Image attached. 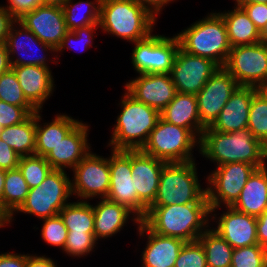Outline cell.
Wrapping results in <instances>:
<instances>
[{
	"label": "cell",
	"instance_id": "60",
	"mask_svg": "<svg viewBox=\"0 0 267 267\" xmlns=\"http://www.w3.org/2000/svg\"><path fill=\"white\" fill-rule=\"evenodd\" d=\"M3 127L0 125V133L2 132Z\"/></svg>",
	"mask_w": 267,
	"mask_h": 267
},
{
	"label": "cell",
	"instance_id": "42",
	"mask_svg": "<svg viewBox=\"0 0 267 267\" xmlns=\"http://www.w3.org/2000/svg\"><path fill=\"white\" fill-rule=\"evenodd\" d=\"M98 27L99 23H95L87 27L78 28L74 31H68L65 34V37L62 39L61 44L57 47L56 53L57 52L60 53L63 49L65 50V48L70 49V47L71 48L74 47L75 44H73V42L74 43L81 42V44L84 43L82 44V46L84 45L83 49L91 47L92 40L94 38L93 33L94 31H96V29H98Z\"/></svg>",
	"mask_w": 267,
	"mask_h": 267
},
{
	"label": "cell",
	"instance_id": "14",
	"mask_svg": "<svg viewBox=\"0 0 267 267\" xmlns=\"http://www.w3.org/2000/svg\"><path fill=\"white\" fill-rule=\"evenodd\" d=\"M220 67L207 58L178 49L170 72L177 92L197 95Z\"/></svg>",
	"mask_w": 267,
	"mask_h": 267
},
{
	"label": "cell",
	"instance_id": "41",
	"mask_svg": "<svg viewBox=\"0 0 267 267\" xmlns=\"http://www.w3.org/2000/svg\"><path fill=\"white\" fill-rule=\"evenodd\" d=\"M96 241L94 233L68 232L63 252L72 257H84L93 251Z\"/></svg>",
	"mask_w": 267,
	"mask_h": 267
},
{
	"label": "cell",
	"instance_id": "39",
	"mask_svg": "<svg viewBox=\"0 0 267 267\" xmlns=\"http://www.w3.org/2000/svg\"><path fill=\"white\" fill-rule=\"evenodd\" d=\"M44 223L41 229V236L50 246H56L64 250V245L67 240L68 229L60 215L43 219Z\"/></svg>",
	"mask_w": 267,
	"mask_h": 267
},
{
	"label": "cell",
	"instance_id": "45",
	"mask_svg": "<svg viewBox=\"0 0 267 267\" xmlns=\"http://www.w3.org/2000/svg\"><path fill=\"white\" fill-rule=\"evenodd\" d=\"M241 8L260 32L267 23V4L251 3L242 5Z\"/></svg>",
	"mask_w": 267,
	"mask_h": 267
},
{
	"label": "cell",
	"instance_id": "20",
	"mask_svg": "<svg viewBox=\"0 0 267 267\" xmlns=\"http://www.w3.org/2000/svg\"><path fill=\"white\" fill-rule=\"evenodd\" d=\"M227 212L218 217V224L213 228L233 249L258 244L257 219L254 216L239 212L232 206H226Z\"/></svg>",
	"mask_w": 267,
	"mask_h": 267
},
{
	"label": "cell",
	"instance_id": "30",
	"mask_svg": "<svg viewBox=\"0 0 267 267\" xmlns=\"http://www.w3.org/2000/svg\"><path fill=\"white\" fill-rule=\"evenodd\" d=\"M0 139L11 146L20 157L35 155L36 113L20 124L4 127Z\"/></svg>",
	"mask_w": 267,
	"mask_h": 267
},
{
	"label": "cell",
	"instance_id": "2",
	"mask_svg": "<svg viewBox=\"0 0 267 267\" xmlns=\"http://www.w3.org/2000/svg\"><path fill=\"white\" fill-rule=\"evenodd\" d=\"M199 152L203 157L216 162L217 166L243 162L257 168L264 167L262 143L248 128L222 133L206 127L199 142Z\"/></svg>",
	"mask_w": 267,
	"mask_h": 267
},
{
	"label": "cell",
	"instance_id": "11",
	"mask_svg": "<svg viewBox=\"0 0 267 267\" xmlns=\"http://www.w3.org/2000/svg\"><path fill=\"white\" fill-rule=\"evenodd\" d=\"M109 157L110 188L107 199L125 205L134 214L138 224L147 214L148 208L138 199L132 180L131 150H111ZM136 215V216H135Z\"/></svg>",
	"mask_w": 267,
	"mask_h": 267
},
{
	"label": "cell",
	"instance_id": "6",
	"mask_svg": "<svg viewBox=\"0 0 267 267\" xmlns=\"http://www.w3.org/2000/svg\"><path fill=\"white\" fill-rule=\"evenodd\" d=\"M209 203L207 189H202L195 161L166 163L161 171L157 195L150 206Z\"/></svg>",
	"mask_w": 267,
	"mask_h": 267
},
{
	"label": "cell",
	"instance_id": "34",
	"mask_svg": "<svg viewBox=\"0 0 267 267\" xmlns=\"http://www.w3.org/2000/svg\"><path fill=\"white\" fill-rule=\"evenodd\" d=\"M72 2L73 0H68L62 7L68 31L99 23L101 0H94L93 2L79 1L75 4H72ZM79 10L83 11L82 14H79Z\"/></svg>",
	"mask_w": 267,
	"mask_h": 267
},
{
	"label": "cell",
	"instance_id": "40",
	"mask_svg": "<svg viewBox=\"0 0 267 267\" xmlns=\"http://www.w3.org/2000/svg\"><path fill=\"white\" fill-rule=\"evenodd\" d=\"M174 267H208L203 246L197 241L185 242Z\"/></svg>",
	"mask_w": 267,
	"mask_h": 267
},
{
	"label": "cell",
	"instance_id": "1",
	"mask_svg": "<svg viewBox=\"0 0 267 267\" xmlns=\"http://www.w3.org/2000/svg\"><path fill=\"white\" fill-rule=\"evenodd\" d=\"M209 214V203L149 206L141 221L154 233L193 242L210 227Z\"/></svg>",
	"mask_w": 267,
	"mask_h": 267
},
{
	"label": "cell",
	"instance_id": "44",
	"mask_svg": "<svg viewBox=\"0 0 267 267\" xmlns=\"http://www.w3.org/2000/svg\"><path fill=\"white\" fill-rule=\"evenodd\" d=\"M9 5L3 6L11 16L18 20L24 14L33 11L42 5L41 0H8Z\"/></svg>",
	"mask_w": 267,
	"mask_h": 267
},
{
	"label": "cell",
	"instance_id": "33",
	"mask_svg": "<svg viewBox=\"0 0 267 267\" xmlns=\"http://www.w3.org/2000/svg\"><path fill=\"white\" fill-rule=\"evenodd\" d=\"M198 241L204 248L208 267H231L233 247L211 227Z\"/></svg>",
	"mask_w": 267,
	"mask_h": 267
},
{
	"label": "cell",
	"instance_id": "22",
	"mask_svg": "<svg viewBox=\"0 0 267 267\" xmlns=\"http://www.w3.org/2000/svg\"><path fill=\"white\" fill-rule=\"evenodd\" d=\"M27 101L40 111L52 95L54 78L50 68L37 65L11 66Z\"/></svg>",
	"mask_w": 267,
	"mask_h": 267
},
{
	"label": "cell",
	"instance_id": "47",
	"mask_svg": "<svg viewBox=\"0 0 267 267\" xmlns=\"http://www.w3.org/2000/svg\"><path fill=\"white\" fill-rule=\"evenodd\" d=\"M27 254L6 252L0 254V267H26Z\"/></svg>",
	"mask_w": 267,
	"mask_h": 267
},
{
	"label": "cell",
	"instance_id": "54",
	"mask_svg": "<svg viewBox=\"0 0 267 267\" xmlns=\"http://www.w3.org/2000/svg\"><path fill=\"white\" fill-rule=\"evenodd\" d=\"M235 6L241 7L242 5L251 4V3H259V4H267V0H234Z\"/></svg>",
	"mask_w": 267,
	"mask_h": 267
},
{
	"label": "cell",
	"instance_id": "18",
	"mask_svg": "<svg viewBox=\"0 0 267 267\" xmlns=\"http://www.w3.org/2000/svg\"><path fill=\"white\" fill-rule=\"evenodd\" d=\"M166 162L147 155L140 149L131 150L132 180L138 199L148 208L157 195L160 175Z\"/></svg>",
	"mask_w": 267,
	"mask_h": 267
},
{
	"label": "cell",
	"instance_id": "19",
	"mask_svg": "<svg viewBox=\"0 0 267 267\" xmlns=\"http://www.w3.org/2000/svg\"><path fill=\"white\" fill-rule=\"evenodd\" d=\"M88 128L87 124L80 121L49 151L45 159L53 169H73L90 152L91 147L87 140Z\"/></svg>",
	"mask_w": 267,
	"mask_h": 267
},
{
	"label": "cell",
	"instance_id": "51",
	"mask_svg": "<svg viewBox=\"0 0 267 267\" xmlns=\"http://www.w3.org/2000/svg\"><path fill=\"white\" fill-rule=\"evenodd\" d=\"M26 267H58L56 263L48 257L36 256L27 254V265Z\"/></svg>",
	"mask_w": 267,
	"mask_h": 267
},
{
	"label": "cell",
	"instance_id": "21",
	"mask_svg": "<svg viewBox=\"0 0 267 267\" xmlns=\"http://www.w3.org/2000/svg\"><path fill=\"white\" fill-rule=\"evenodd\" d=\"M15 25L16 26L18 25L17 29H16ZM5 43H6L7 48H8V54H9L11 66L37 65V66L49 68L48 64L46 63L47 58H46L45 54L43 56L38 54L39 56L35 55L33 57H29V59L27 58V56L25 57V55L26 54L31 55L30 53H31L33 48H36L34 50L37 51L38 46H40V45H41L40 46L41 51H45V52L49 51V53L50 52H56V50L52 46L40 41L28 28H26L18 20H15L12 23ZM32 46H34V47H32ZM26 50L28 51V53L22 54V53H25ZM34 50L32 51L33 55L35 54ZM18 52H19V54H18ZM13 54L14 55L17 54L20 57L17 56V58L14 59L15 57Z\"/></svg>",
	"mask_w": 267,
	"mask_h": 267
},
{
	"label": "cell",
	"instance_id": "43",
	"mask_svg": "<svg viewBox=\"0 0 267 267\" xmlns=\"http://www.w3.org/2000/svg\"><path fill=\"white\" fill-rule=\"evenodd\" d=\"M30 114L23 108L0 100V125L4 127L22 123Z\"/></svg>",
	"mask_w": 267,
	"mask_h": 267
},
{
	"label": "cell",
	"instance_id": "5",
	"mask_svg": "<svg viewBox=\"0 0 267 267\" xmlns=\"http://www.w3.org/2000/svg\"><path fill=\"white\" fill-rule=\"evenodd\" d=\"M177 37L185 52L212 60L219 67L224 66L232 48L224 20L216 11L194 22Z\"/></svg>",
	"mask_w": 267,
	"mask_h": 267
},
{
	"label": "cell",
	"instance_id": "35",
	"mask_svg": "<svg viewBox=\"0 0 267 267\" xmlns=\"http://www.w3.org/2000/svg\"><path fill=\"white\" fill-rule=\"evenodd\" d=\"M0 100L8 104L23 107L30 115L37 112L25 98L12 69L0 76Z\"/></svg>",
	"mask_w": 267,
	"mask_h": 267
},
{
	"label": "cell",
	"instance_id": "57",
	"mask_svg": "<svg viewBox=\"0 0 267 267\" xmlns=\"http://www.w3.org/2000/svg\"><path fill=\"white\" fill-rule=\"evenodd\" d=\"M260 42L267 45V23L260 31Z\"/></svg>",
	"mask_w": 267,
	"mask_h": 267
},
{
	"label": "cell",
	"instance_id": "48",
	"mask_svg": "<svg viewBox=\"0 0 267 267\" xmlns=\"http://www.w3.org/2000/svg\"><path fill=\"white\" fill-rule=\"evenodd\" d=\"M15 19L11 16L6 9L0 6V44L5 43L10 27Z\"/></svg>",
	"mask_w": 267,
	"mask_h": 267
},
{
	"label": "cell",
	"instance_id": "4",
	"mask_svg": "<svg viewBox=\"0 0 267 267\" xmlns=\"http://www.w3.org/2000/svg\"><path fill=\"white\" fill-rule=\"evenodd\" d=\"M122 98V111L116 119L108 145L112 146L111 150L141 149L156 126L160 112L137 101L126 90Z\"/></svg>",
	"mask_w": 267,
	"mask_h": 267
},
{
	"label": "cell",
	"instance_id": "56",
	"mask_svg": "<svg viewBox=\"0 0 267 267\" xmlns=\"http://www.w3.org/2000/svg\"><path fill=\"white\" fill-rule=\"evenodd\" d=\"M257 92L267 99V79L257 87Z\"/></svg>",
	"mask_w": 267,
	"mask_h": 267
},
{
	"label": "cell",
	"instance_id": "55",
	"mask_svg": "<svg viewBox=\"0 0 267 267\" xmlns=\"http://www.w3.org/2000/svg\"><path fill=\"white\" fill-rule=\"evenodd\" d=\"M42 5L63 7L68 0H41Z\"/></svg>",
	"mask_w": 267,
	"mask_h": 267
},
{
	"label": "cell",
	"instance_id": "13",
	"mask_svg": "<svg viewBox=\"0 0 267 267\" xmlns=\"http://www.w3.org/2000/svg\"><path fill=\"white\" fill-rule=\"evenodd\" d=\"M71 193L80 199L106 198L110 188L109 158L91 151L72 169Z\"/></svg>",
	"mask_w": 267,
	"mask_h": 267
},
{
	"label": "cell",
	"instance_id": "15",
	"mask_svg": "<svg viewBox=\"0 0 267 267\" xmlns=\"http://www.w3.org/2000/svg\"><path fill=\"white\" fill-rule=\"evenodd\" d=\"M240 85L224 68L220 67L196 95L200 121L210 127L218 118L230 96Z\"/></svg>",
	"mask_w": 267,
	"mask_h": 267
},
{
	"label": "cell",
	"instance_id": "9",
	"mask_svg": "<svg viewBox=\"0 0 267 267\" xmlns=\"http://www.w3.org/2000/svg\"><path fill=\"white\" fill-rule=\"evenodd\" d=\"M256 169V166L243 162H230L216 166V170L214 169L207 176L209 185L206 189L211 214L216 209L219 210L223 204L225 207L232 206Z\"/></svg>",
	"mask_w": 267,
	"mask_h": 267
},
{
	"label": "cell",
	"instance_id": "24",
	"mask_svg": "<svg viewBox=\"0 0 267 267\" xmlns=\"http://www.w3.org/2000/svg\"><path fill=\"white\" fill-rule=\"evenodd\" d=\"M256 92L257 88L255 87L239 86L210 128L222 133L236 132L247 128L250 103Z\"/></svg>",
	"mask_w": 267,
	"mask_h": 267
},
{
	"label": "cell",
	"instance_id": "36",
	"mask_svg": "<svg viewBox=\"0 0 267 267\" xmlns=\"http://www.w3.org/2000/svg\"><path fill=\"white\" fill-rule=\"evenodd\" d=\"M18 168L29 189L40 185L53 169L45 157L37 155L20 157Z\"/></svg>",
	"mask_w": 267,
	"mask_h": 267
},
{
	"label": "cell",
	"instance_id": "17",
	"mask_svg": "<svg viewBox=\"0 0 267 267\" xmlns=\"http://www.w3.org/2000/svg\"><path fill=\"white\" fill-rule=\"evenodd\" d=\"M18 21L40 41L49 44L55 50L68 32L62 7L41 5L24 14Z\"/></svg>",
	"mask_w": 267,
	"mask_h": 267
},
{
	"label": "cell",
	"instance_id": "31",
	"mask_svg": "<svg viewBox=\"0 0 267 267\" xmlns=\"http://www.w3.org/2000/svg\"><path fill=\"white\" fill-rule=\"evenodd\" d=\"M29 193V187L19 168L6 170L2 194V214L12 222L14 212L22 205Z\"/></svg>",
	"mask_w": 267,
	"mask_h": 267
},
{
	"label": "cell",
	"instance_id": "49",
	"mask_svg": "<svg viewBox=\"0 0 267 267\" xmlns=\"http://www.w3.org/2000/svg\"><path fill=\"white\" fill-rule=\"evenodd\" d=\"M256 219L258 244L267 249V209Z\"/></svg>",
	"mask_w": 267,
	"mask_h": 267
},
{
	"label": "cell",
	"instance_id": "32",
	"mask_svg": "<svg viewBox=\"0 0 267 267\" xmlns=\"http://www.w3.org/2000/svg\"><path fill=\"white\" fill-rule=\"evenodd\" d=\"M78 201L69 202L60 210L59 215L68 232L94 233L93 206L87 200Z\"/></svg>",
	"mask_w": 267,
	"mask_h": 267
},
{
	"label": "cell",
	"instance_id": "46",
	"mask_svg": "<svg viewBox=\"0 0 267 267\" xmlns=\"http://www.w3.org/2000/svg\"><path fill=\"white\" fill-rule=\"evenodd\" d=\"M20 156L0 139V168L10 170L18 167Z\"/></svg>",
	"mask_w": 267,
	"mask_h": 267
},
{
	"label": "cell",
	"instance_id": "16",
	"mask_svg": "<svg viewBox=\"0 0 267 267\" xmlns=\"http://www.w3.org/2000/svg\"><path fill=\"white\" fill-rule=\"evenodd\" d=\"M125 90L137 101L160 113L177 94L170 74H140L125 84Z\"/></svg>",
	"mask_w": 267,
	"mask_h": 267
},
{
	"label": "cell",
	"instance_id": "23",
	"mask_svg": "<svg viewBox=\"0 0 267 267\" xmlns=\"http://www.w3.org/2000/svg\"><path fill=\"white\" fill-rule=\"evenodd\" d=\"M137 225L139 235L145 236V233L148 238L147 246L142 251V267H174L185 241L154 233L142 221Z\"/></svg>",
	"mask_w": 267,
	"mask_h": 267
},
{
	"label": "cell",
	"instance_id": "3",
	"mask_svg": "<svg viewBox=\"0 0 267 267\" xmlns=\"http://www.w3.org/2000/svg\"><path fill=\"white\" fill-rule=\"evenodd\" d=\"M156 19L132 0H101L100 3V29L131 43L147 38L153 32Z\"/></svg>",
	"mask_w": 267,
	"mask_h": 267
},
{
	"label": "cell",
	"instance_id": "8",
	"mask_svg": "<svg viewBox=\"0 0 267 267\" xmlns=\"http://www.w3.org/2000/svg\"><path fill=\"white\" fill-rule=\"evenodd\" d=\"M71 196V182L66 171L52 169L40 185L29 189L25 201L14 213L32 214L43 220L58 215Z\"/></svg>",
	"mask_w": 267,
	"mask_h": 267
},
{
	"label": "cell",
	"instance_id": "38",
	"mask_svg": "<svg viewBox=\"0 0 267 267\" xmlns=\"http://www.w3.org/2000/svg\"><path fill=\"white\" fill-rule=\"evenodd\" d=\"M231 267H267V249L259 244L233 249Z\"/></svg>",
	"mask_w": 267,
	"mask_h": 267
},
{
	"label": "cell",
	"instance_id": "10",
	"mask_svg": "<svg viewBox=\"0 0 267 267\" xmlns=\"http://www.w3.org/2000/svg\"><path fill=\"white\" fill-rule=\"evenodd\" d=\"M180 42L177 35L150 34L134 42L132 64L139 74H170Z\"/></svg>",
	"mask_w": 267,
	"mask_h": 267
},
{
	"label": "cell",
	"instance_id": "12",
	"mask_svg": "<svg viewBox=\"0 0 267 267\" xmlns=\"http://www.w3.org/2000/svg\"><path fill=\"white\" fill-rule=\"evenodd\" d=\"M223 67L240 86L257 88L267 79V45L260 42L233 47Z\"/></svg>",
	"mask_w": 267,
	"mask_h": 267
},
{
	"label": "cell",
	"instance_id": "52",
	"mask_svg": "<svg viewBox=\"0 0 267 267\" xmlns=\"http://www.w3.org/2000/svg\"><path fill=\"white\" fill-rule=\"evenodd\" d=\"M11 69L6 43L0 44V76Z\"/></svg>",
	"mask_w": 267,
	"mask_h": 267
},
{
	"label": "cell",
	"instance_id": "29",
	"mask_svg": "<svg viewBox=\"0 0 267 267\" xmlns=\"http://www.w3.org/2000/svg\"><path fill=\"white\" fill-rule=\"evenodd\" d=\"M222 16L229 42L233 47L260 43V32L241 7L228 12H219Z\"/></svg>",
	"mask_w": 267,
	"mask_h": 267
},
{
	"label": "cell",
	"instance_id": "58",
	"mask_svg": "<svg viewBox=\"0 0 267 267\" xmlns=\"http://www.w3.org/2000/svg\"><path fill=\"white\" fill-rule=\"evenodd\" d=\"M263 147V162H264V166H266V159H267V140L262 144Z\"/></svg>",
	"mask_w": 267,
	"mask_h": 267
},
{
	"label": "cell",
	"instance_id": "50",
	"mask_svg": "<svg viewBox=\"0 0 267 267\" xmlns=\"http://www.w3.org/2000/svg\"><path fill=\"white\" fill-rule=\"evenodd\" d=\"M133 2L145 7L153 16L157 18V15L161 13L163 6L173 2L174 0H132Z\"/></svg>",
	"mask_w": 267,
	"mask_h": 267
},
{
	"label": "cell",
	"instance_id": "27",
	"mask_svg": "<svg viewBox=\"0 0 267 267\" xmlns=\"http://www.w3.org/2000/svg\"><path fill=\"white\" fill-rule=\"evenodd\" d=\"M92 206L94 211V235L97 241L100 238L106 239L120 232L129 216L133 214L125 205L107 198H101L97 205Z\"/></svg>",
	"mask_w": 267,
	"mask_h": 267
},
{
	"label": "cell",
	"instance_id": "53",
	"mask_svg": "<svg viewBox=\"0 0 267 267\" xmlns=\"http://www.w3.org/2000/svg\"><path fill=\"white\" fill-rule=\"evenodd\" d=\"M6 170L0 168V211L2 212V194L4 191Z\"/></svg>",
	"mask_w": 267,
	"mask_h": 267
},
{
	"label": "cell",
	"instance_id": "37",
	"mask_svg": "<svg viewBox=\"0 0 267 267\" xmlns=\"http://www.w3.org/2000/svg\"><path fill=\"white\" fill-rule=\"evenodd\" d=\"M247 128L262 144L267 140V99L258 92L250 103Z\"/></svg>",
	"mask_w": 267,
	"mask_h": 267
},
{
	"label": "cell",
	"instance_id": "59",
	"mask_svg": "<svg viewBox=\"0 0 267 267\" xmlns=\"http://www.w3.org/2000/svg\"><path fill=\"white\" fill-rule=\"evenodd\" d=\"M8 224V219L0 211V226H6Z\"/></svg>",
	"mask_w": 267,
	"mask_h": 267
},
{
	"label": "cell",
	"instance_id": "25",
	"mask_svg": "<svg viewBox=\"0 0 267 267\" xmlns=\"http://www.w3.org/2000/svg\"><path fill=\"white\" fill-rule=\"evenodd\" d=\"M160 117L170 124L187 128L199 141L206 128L200 121L196 95L192 94L177 92Z\"/></svg>",
	"mask_w": 267,
	"mask_h": 267
},
{
	"label": "cell",
	"instance_id": "7",
	"mask_svg": "<svg viewBox=\"0 0 267 267\" xmlns=\"http://www.w3.org/2000/svg\"><path fill=\"white\" fill-rule=\"evenodd\" d=\"M199 142L187 128L160 117L140 150L166 163H182L195 161L192 150L199 148Z\"/></svg>",
	"mask_w": 267,
	"mask_h": 267
},
{
	"label": "cell",
	"instance_id": "26",
	"mask_svg": "<svg viewBox=\"0 0 267 267\" xmlns=\"http://www.w3.org/2000/svg\"><path fill=\"white\" fill-rule=\"evenodd\" d=\"M267 166L257 168L244 185L232 207L258 217L267 209Z\"/></svg>",
	"mask_w": 267,
	"mask_h": 267
},
{
	"label": "cell",
	"instance_id": "28",
	"mask_svg": "<svg viewBox=\"0 0 267 267\" xmlns=\"http://www.w3.org/2000/svg\"><path fill=\"white\" fill-rule=\"evenodd\" d=\"M40 111L36 112L35 155L45 157L80 121L65 114H57L52 122L39 124Z\"/></svg>",
	"mask_w": 267,
	"mask_h": 267
}]
</instances>
